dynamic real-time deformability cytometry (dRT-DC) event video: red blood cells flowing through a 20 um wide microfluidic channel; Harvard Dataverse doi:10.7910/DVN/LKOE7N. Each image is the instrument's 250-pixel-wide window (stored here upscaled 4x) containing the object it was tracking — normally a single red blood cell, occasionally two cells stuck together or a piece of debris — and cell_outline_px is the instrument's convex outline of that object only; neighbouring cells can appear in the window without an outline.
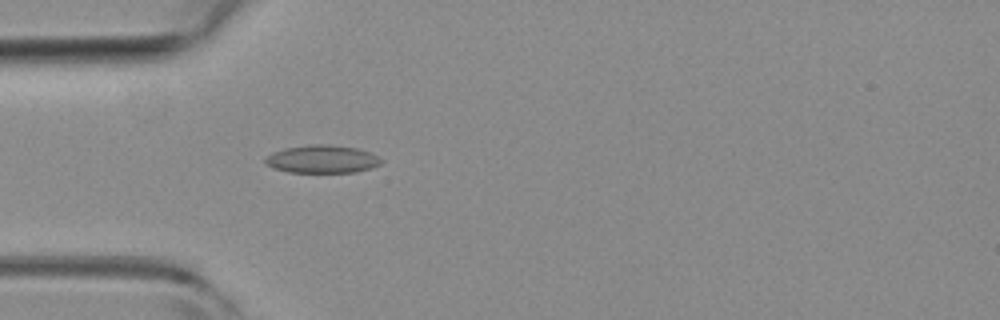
{"species": "common noctule bat (a hibernating species)", "species_latin": "Nyctalus noctula", "temperature_condition": "room temperature", "stored_images_in_passage": 5, "camera_frame_rate_fps": 3000, "um_per_image_px": 0.085, "animal": {"sex": "female", "body_mass_g": 19.3, "forearm_length_mm": 54.1}, "frame": {"image": 1, "passage_image": 5, "time_ms": 1.333, "image_size_px": [1000, 320], "cell_outline_px": [[384, 160], [380, 164], [372, 168], [356, 172], [288, 172], [272, 168], [264, 164], [264, 156], [272, 152], [284, 148], [312, 144], [332, 144], [356, 148], [368, 152]], "centroid_in_image_um": [27.33, 13.52], "position_along_channel_um": 57.7, "area_um2": 19.07}}